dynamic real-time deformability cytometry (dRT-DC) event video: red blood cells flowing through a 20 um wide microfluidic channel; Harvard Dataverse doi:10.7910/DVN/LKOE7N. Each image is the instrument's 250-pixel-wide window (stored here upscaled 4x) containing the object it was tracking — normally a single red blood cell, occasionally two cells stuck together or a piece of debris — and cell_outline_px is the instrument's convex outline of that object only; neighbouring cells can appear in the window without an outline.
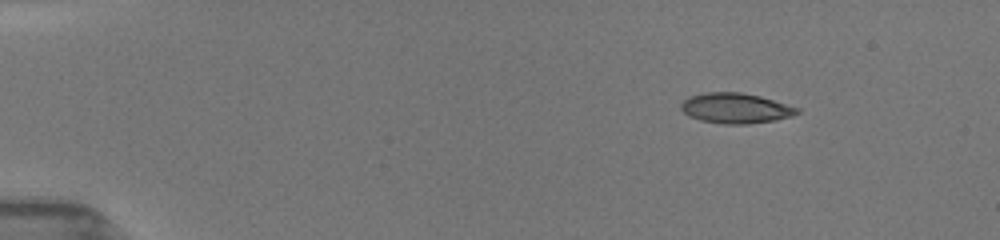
{"species": "common noctule bat (a hibernating species)", "species_latin": "Nyctalus noctula", "temperature_condition": "room temperature", "stored_images_in_passage": 28, "camera_frame_rate_fps": 3000, "um_per_image_px": 0.085, "animal": {"sex": "female", "body_mass_g": 19.5, "forearm_length_mm": 54.1}, "frame": {"image": 1, "passage_image": 1, "time_ms": 0.0, "image_size_px": [1000, 240], "cell_outline_px": [[800, 112], [792, 116], [772, 120], [744, 124], [724, 124], [700, 120], [688, 116], [680, 108], [680, 104], [688, 96], [704, 92], [740, 92], [760, 96], [800, 108]], "centroid_in_image_um": [62.49, 9.18], "position_along_channel_um": 22.5, "area_um2": 20.46}}
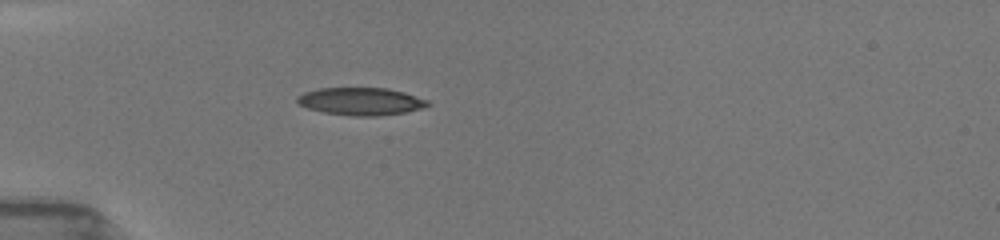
{"frame": {"image": 2, "passage_image": 24, "time_ms": 3.0, "image_size_px": [1000, 240], "cell_outline_px": [[432, 104], [420, 108], [404, 112], [376, 116], [352, 116], [324, 112], [308, 108], [300, 104], [296, 100], [296, 96], [304, 92], [316, 88], [388, 88], [404, 92], [428, 100]], "centroid_in_image_um": [30.66, 8.61], "position_along_channel_um": 54.3, "area_um2": 20.92}}